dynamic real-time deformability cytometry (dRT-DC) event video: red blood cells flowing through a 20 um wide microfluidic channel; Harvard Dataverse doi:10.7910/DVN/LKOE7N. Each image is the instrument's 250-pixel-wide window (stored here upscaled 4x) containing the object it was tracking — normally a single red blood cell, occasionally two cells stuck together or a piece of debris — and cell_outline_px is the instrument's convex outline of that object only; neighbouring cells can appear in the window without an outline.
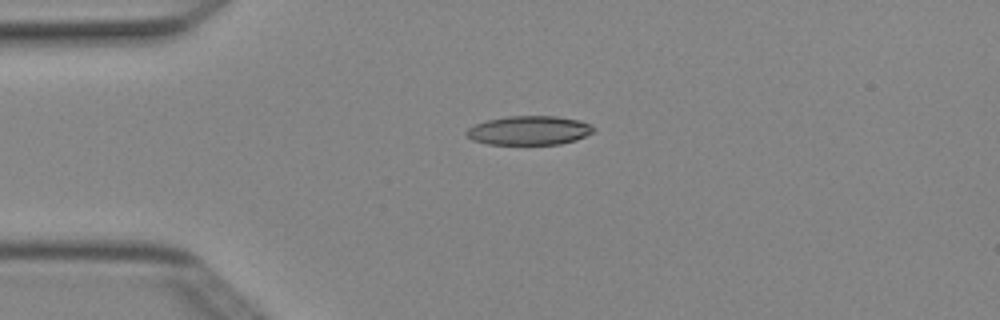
{"species": "Egyptian fruit bat (a non-hibernating species)", "species_latin": "Rousettus aegyptiacus", "temperature_condition": "cold", "stored_images_in_passage": 4, "camera_frame_rate_fps": 3000, "um_per_image_px": 0.085, "animal": {"sex": "female"}, "frame": {"image": 1, "passage_image": 4, "time_ms": 1.0, "image_size_px": [1000, 320], "cell_outline_px": [[596, 128], [592, 132], [576, 140], [560, 144], [488, 144], [472, 140], [464, 132], [468, 128], [476, 124], [488, 120], [508, 116], [556, 116], [580, 120], [592, 124]], "centroid_in_image_um": [45.0, 11.08], "position_along_channel_um": 40.0, "area_um2": 21.5}}